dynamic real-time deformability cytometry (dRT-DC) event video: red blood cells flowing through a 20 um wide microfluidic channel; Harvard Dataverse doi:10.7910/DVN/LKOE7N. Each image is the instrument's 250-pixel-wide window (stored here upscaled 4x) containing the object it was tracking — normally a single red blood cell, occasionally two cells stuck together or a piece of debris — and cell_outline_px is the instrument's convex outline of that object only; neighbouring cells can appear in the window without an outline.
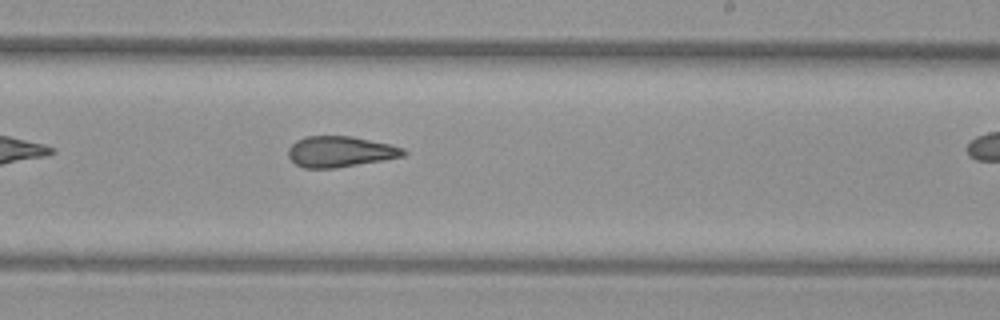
{"species": "common noctule bat (a hibernating species)", "species_latin": "Nyctalus noctula", "temperature_condition": "warm", "stored_images_in_passage": 25, "camera_frame_rate_fps": 3000, "um_per_image_px": 0.085, "animal": {"sex": "female", "body_mass_g": 29.2, "forearm_length_mm": 56.3}, "frame": {"image": 1, "passage_image": 15, "time_ms": 4.667, "image_size_px": [1000, 320], "cell_outline_px": [[408, 152], [404, 156], [384, 160], [336, 168], [304, 168], [296, 164], [288, 156], [288, 148], [296, 140], [304, 136], [352, 136], [388, 144], [404, 148]], "centroid_in_image_um": [28.91, 12.89], "position_along_channel_um": 260.1, "area_um2": 20.75}}
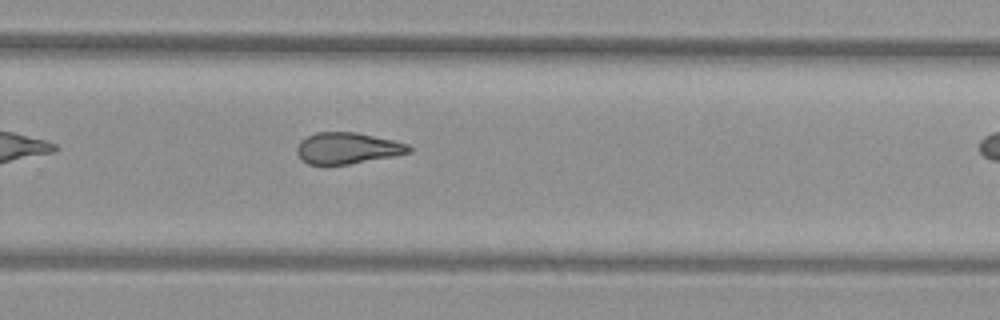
{"frame": {"image": 2, "passage_image": 18, "time_ms": 5.667, "image_size_px": [1000, 320], "cell_outline_px": [[412, 152], [396, 156], [348, 164], [308, 164], [300, 160], [296, 152], [296, 148], [300, 140], [316, 132], [356, 132], [392, 140], [408, 144], [412, 148]], "centroid_in_image_um": [29.52, 12.6], "position_along_channel_um": 300.3, "area_um2": 20.52}}